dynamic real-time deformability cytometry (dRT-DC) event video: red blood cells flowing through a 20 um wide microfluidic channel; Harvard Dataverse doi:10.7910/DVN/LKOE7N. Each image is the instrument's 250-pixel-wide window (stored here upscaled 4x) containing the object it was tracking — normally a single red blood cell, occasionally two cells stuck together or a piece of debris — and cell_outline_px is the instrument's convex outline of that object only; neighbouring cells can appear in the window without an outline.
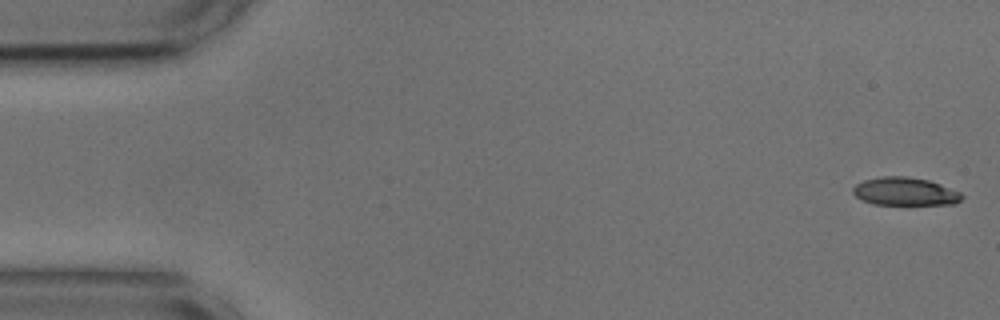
{"species": "common noctule bat (a hibernating species)", "species_latin": "Nyctalus noctula", "temperature_condition": "cold", "stored_images_in_passage": 17, "camera_frame_rate_fps": 3000, "um_per_image_px": 0.085, "animal": {"sex": "male", "body_mass_g": 17.9, "forearm_length_mm": 54.2}, "frame": {"image": 1, "passage_image": 1, "time_ms": 0.0, "image_size_px": [1000, 320], "cell_outline_px": [[964, 196], [956, 204], [872, 204], [856, 196], [852, 192], [852, 188], [856, 184], [864, 180], [880, 176], [904, 176], [928, 180], [940, 184], [960, 192]], "centroid_in_image_um": [76.92, 16.27], "position_along_channel_um": 8.1, "area_um2": 17.69}}